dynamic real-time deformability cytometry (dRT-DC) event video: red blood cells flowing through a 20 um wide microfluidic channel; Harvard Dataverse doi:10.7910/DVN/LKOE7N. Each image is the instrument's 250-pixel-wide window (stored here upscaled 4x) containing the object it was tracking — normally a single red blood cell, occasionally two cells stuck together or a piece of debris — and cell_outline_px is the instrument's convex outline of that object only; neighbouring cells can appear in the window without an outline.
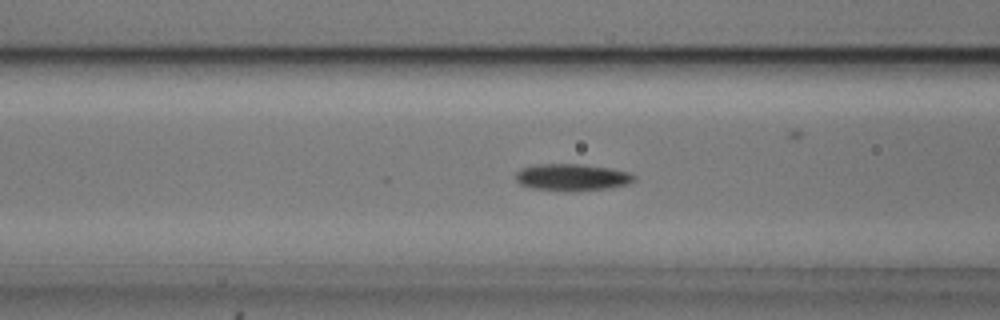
{"species": "common noctule bat (a hibernating species)", "species_latin": "Nyctalus noctula", "temperature_condition": "cold", "stored_images_in_passage": 35, "camera_frame_rate_fps": 3000, "um_per_image_px": 0.085, "animal": {"sex": "male", "body_mass_g": 20.5, "forearm_length_mm": 52.5}, "frame": {"image": 1, "passage_image": 6, "time_ms": 1.667, "image_size_px": [1000, 320], "cell_outline_px": [[636, 180], [624, 184], [608, 188], [564, 192], [528, 188], [520, 184], [516, 180], [516, 172], [520, 168], [540, 164], [584, 164], [612, 168], [628, 172], [636, 176]], "centroid_in_image_um": [48.58, 15.07], "position_along_channel_um": 118.0, "area_um2": 18.79}}
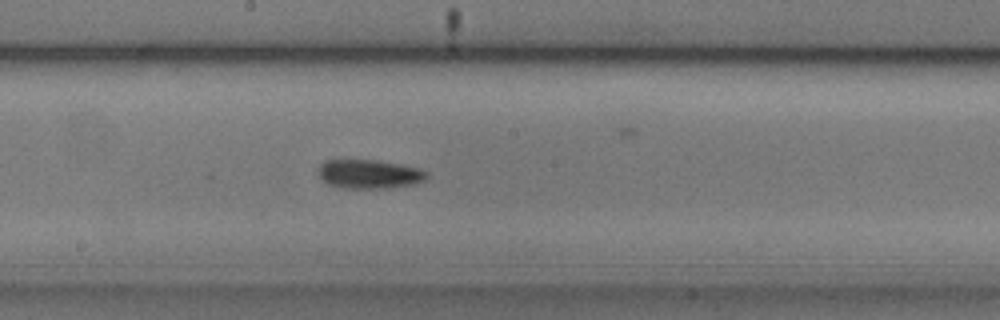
{"frame": {"image": 2, "passage_image": 14, "time_ms": 4.333, "image_size_px": [1000, 320], "cell_outline_px": [[428, 180], [416, 184], [388, 188], [340, 188], [328, 184], [320, 180], [316, 168], [324, 160], [376, 160], [400, 164], [420, 168], [428, 172]], "centroid_in_image_um": [31.38, 14.8], "position_along_channel_um": 216.8, "area_um2": 18.79}}
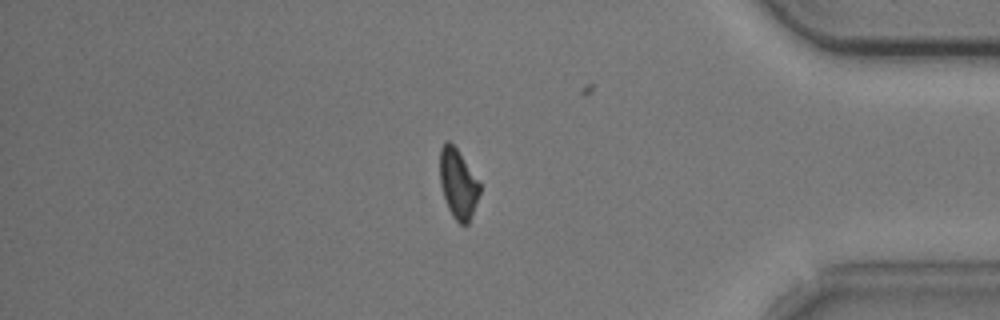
{"frame": {"image": 3, "passage_image": 31, "time_ms": 10.0, "image_size_px": [1000, 320], "cell_outline_px": [[480, 192], [468, 224], [460, 224], [452, 216], [448, 208], [440, 184], [440, 148], [444, 140], [448, 140], [456, 148], [480, 180]], "centroid_in_image_um": [38.94, 15.59], "position_along_channel_um": 396.3, "area_um2": 16.18}, "authors_computed_cell_mechanics": {"area_um2": 17.4556, "velocity_mm_per_s": 3.7031, "shape_relaxation_time_tau1_ms": 3.6674, "shape_relaxation_time_tau2_ms": null, "deformation_change_tau1": 0.1194, "deformation_change_tau2": null}}